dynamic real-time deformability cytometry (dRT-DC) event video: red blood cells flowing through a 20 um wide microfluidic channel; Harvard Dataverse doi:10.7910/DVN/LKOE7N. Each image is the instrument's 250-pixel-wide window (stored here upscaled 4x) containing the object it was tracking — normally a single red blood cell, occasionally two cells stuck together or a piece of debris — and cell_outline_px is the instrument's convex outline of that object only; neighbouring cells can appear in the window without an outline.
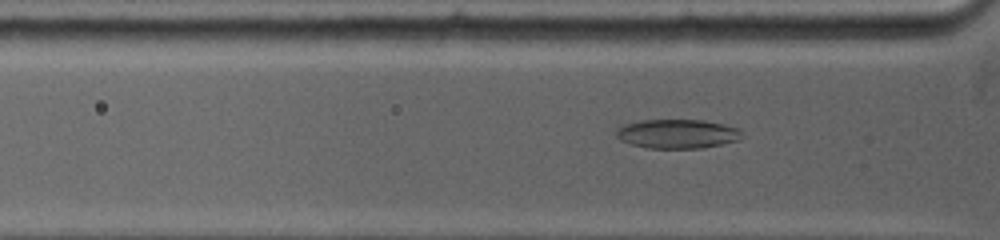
{"species": "common noctule bat (a hibernating species)", "species_latin": "Nyctalus noctula", "temperature_condition": "warm", "stored_images_in_passage": 128, "camera_frame_rate_fps": 5000, "um_per_image_px": 0.085, "animal": {"sex": "female", "body_mass_g": 19.0, "forearm_length_mm": 53.3}, "frame": {"image": 1, "passage_image": 16, "time_ms": 2.6, "image_size_px": [1000, 240], "cell_outline_px": [[740, 132], [736, 140], [720, 144], [700, 148], [648, 148], [632, 144], [620, 140], [616, 136], [616, 128], [624, 124], [640, 120], [704, 120], [724, 124], [740, 128]], "centroid_in_image_um": [57.51, 11.36], "position_along_channel_um": 68.3, "area_um2": 21.15}}
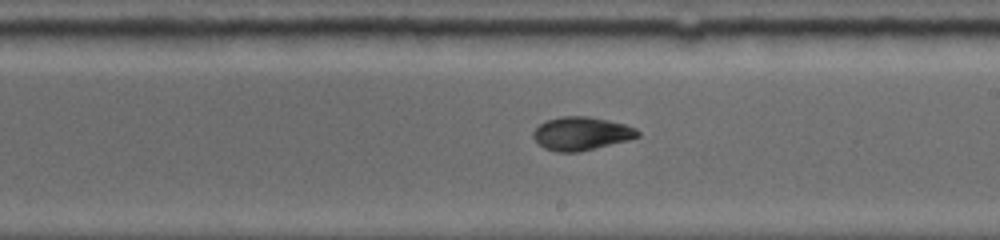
{"frame": {"image": 2, "passage_image": 54, "time_ms": 7.0, "image_size_px": [1000, 240], "cell_outline_px": [[640, 136], [628, 140], [580, 152], [556, 152], [544, 148], [532, 136], [532, 132], [540, 124], [548, 120], [560, 116], [588, 116], [608, 120], [624, 124], [636, 128], [640, 132]], "centroid_in_image_um": [49.42, 11.35], "position_along_channel_um": 239.6, "area_um2": 20.29}}
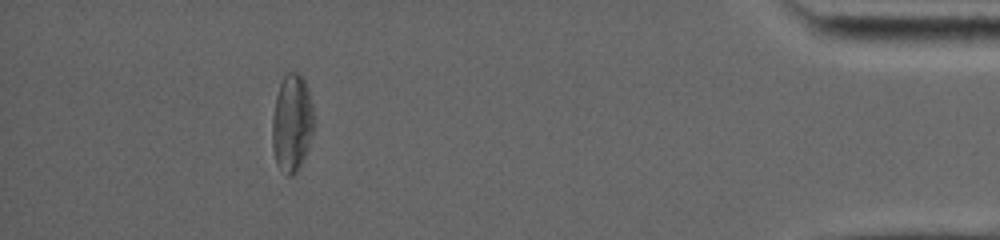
{"frame": {"image": 3, "passage_image": 109, "time_ms": 13.2, "image_size_px": [1000, 240], "cell_outline_px": [[316, 124], [304, 156], [296, 172], [292, 176], [288, 176], [276, 164], [272, 148], [272, 116], [276, 96], [280, 84], [284, 76], [288, 72], [300, 72], [304, 76], [308, 88], [316, 120]], "centroid_in_image_um": [24.83, 10.42], "position_along_channel_um": 410.4, "area_um2": 24.1}, "authors_computed_cell_mechanics": {"area_um2": 20.9236, "velocity_mm_per_s": 3.8982, "shape_relaxation_time_tau1_ms": 6.5272, "shape_relaxation_time_tau2_ms": 5.8059, "deformation_change_tau1": 0.1819, "deformation_change_tau2": 0.0918}}